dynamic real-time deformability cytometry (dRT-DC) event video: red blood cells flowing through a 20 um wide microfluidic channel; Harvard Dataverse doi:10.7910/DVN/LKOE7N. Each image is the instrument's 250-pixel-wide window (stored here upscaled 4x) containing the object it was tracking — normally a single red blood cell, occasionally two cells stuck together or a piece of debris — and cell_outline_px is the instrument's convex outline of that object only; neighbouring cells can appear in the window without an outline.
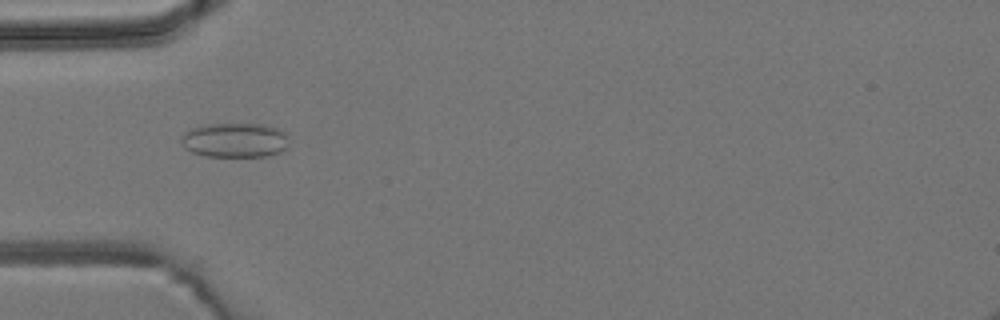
{"species": "common noctule bat (a hibernating species)", "species_latin": "Nyctalus noctula", "temperature_condition": "room temperature", "stored_images_in_passage": 6, "camera_frame_rate_fps": 3000, "um_per_image_px": 0.085, "animal": {"sex": "male", "body_mass_g": 19.2, "forearm_length_mm": 51.8}, "frame": {"image": 1, "passage_image": 5, "time_ms": 5.0, "image_size_px": [1000, 320], "cell_outline_px": [[288, 148], [280, 152], [268, 156], [204, 156], [192, 152], [184, 148], [180, 140], [180, 136], [184, 132], [192, 128], [204, 124], [264, 124], [276, 128], [284, 132], [288, 136]], "centroid_in_image_um": [19.95, 11.91], "position_along_channel_um": 65.0, "area_um2": 21.96}}